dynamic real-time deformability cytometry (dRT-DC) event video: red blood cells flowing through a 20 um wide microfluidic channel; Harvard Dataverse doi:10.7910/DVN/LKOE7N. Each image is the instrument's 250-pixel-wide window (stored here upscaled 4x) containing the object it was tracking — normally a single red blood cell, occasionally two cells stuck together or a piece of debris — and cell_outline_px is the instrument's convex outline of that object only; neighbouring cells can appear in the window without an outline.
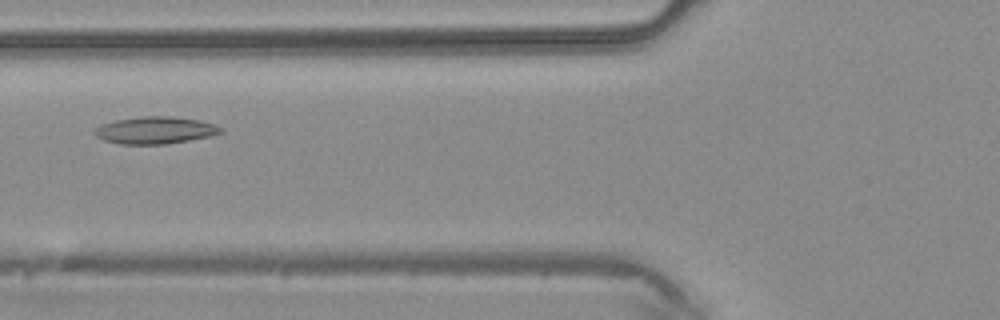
{"species": "common noctule bat (a hibernating species)", "species_latin": "Nyctalus noctula", "temperature_condition": "warm", "stored_images_in_passage": 39, "camera_frame_rate_fps": 3000, "um_per_image_px": 0.085, "animal": {"sex": "male", "body_mass_g": 20.4}, "frame": {"image": 1, "passage_image": 13, "time_ms": 4.0, "image_size_px": [1000, 320], "cell_outline_px": [[224, 132], [208, 136], [188, 140], [164, 144], [120, 144], [104, 140], [96, 136], [92, 132], [100, 124], [116, 120], [144, 116], [168, 116], [200, 120], [216, 124], [224, 128]], "centroid_in_image_um": [13.2, 11.06], "position_along_channel_um": 112.6, "area_um2": 19.94}}
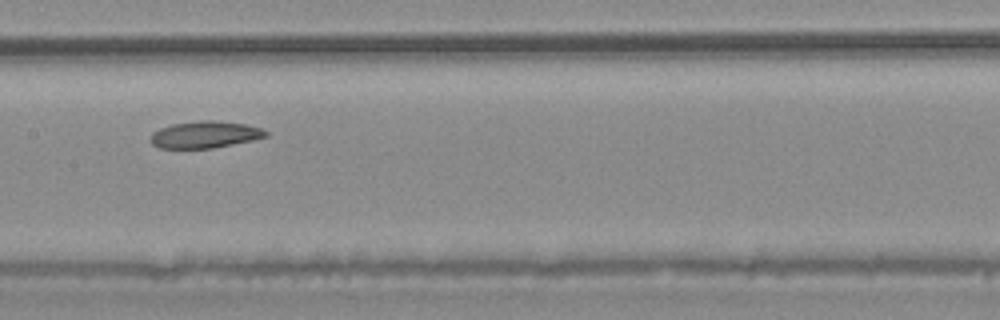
{"frame": {"image": 2, "passage_image": 18, "time_ms": 5.667, "image_size_px": [1000, 320], "cell_outline_px": [[268, 136], [252, 140], [212, 148], [160, 148], [152, 144], [152, 132], [160, 128], [172, 124], [200, 120], [212, 120], [244, 124], [264, 128], [268, 132]], "centroid_in_image_um": [17.45, 11.43], "position_along_channel_um": 190.0, "area_um2": 17.92}}
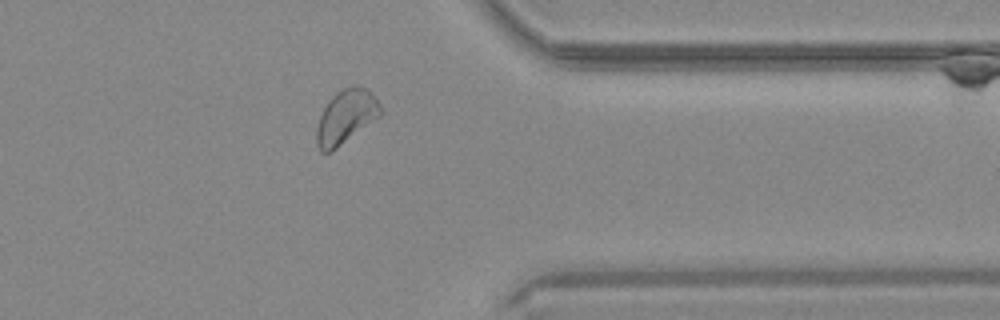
{"frame": {"image": 3, "passage_image": 31, "time_ms": 10.0, "image_size_px": [1000, 320], "cell_outline_px": [[384, 112], [380, 116], [332, 152], [320, 152], [316, 144], [316, 128], [320, 116], [328, 100], [336, 92], [352, 84], [356, 84], [368, 88], [376, 96]], "centroid_in_image_um": [29.43, 9.9], "position_along_channel_um": 382.0, "area_um2": 20.52}}